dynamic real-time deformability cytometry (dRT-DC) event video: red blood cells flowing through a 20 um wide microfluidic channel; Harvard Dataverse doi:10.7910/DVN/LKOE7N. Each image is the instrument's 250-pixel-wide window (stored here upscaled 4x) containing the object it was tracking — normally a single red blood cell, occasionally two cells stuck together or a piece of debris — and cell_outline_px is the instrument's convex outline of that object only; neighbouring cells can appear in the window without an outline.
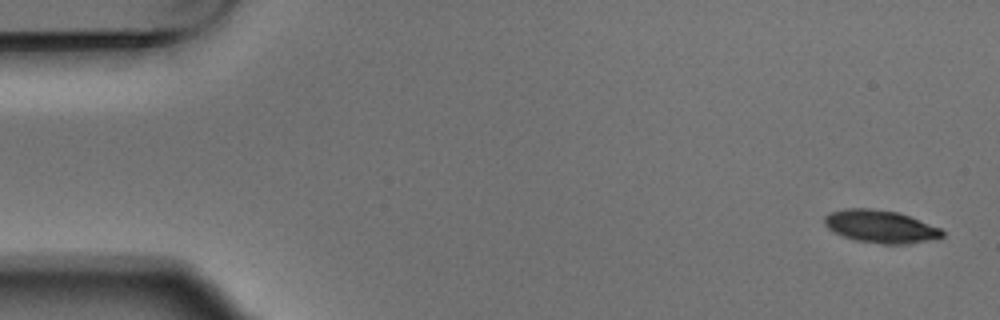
{"species": "Egyptian fruit bat (a non-hibernating species)", "species_latin": "Rousettus aegyptiacus", "temperature_condition": "warm", "stored_images_in_passage": 5, "camera_frame_rate_fps": 3000, "um_per_image_px": 0.085, "animal": {"sex": "male"}, "frame": {"image": 1, "passage_image": 1, "time_ms": 0.0, "image_size_px": [1000, 320], "cell_outline_px": [[944, 236], [940, 240], [904, 244], [880, 244], [856, 240], [844, 236], [828, 228], [824, 224], [824, 216], [828, 212], [844, 208], [872, 208], [896, 212], [908, 216], [940, 228], [944, 232]], "centroid_in_image_um": [74.87, 19.26], "position_along_channel_um": 10.1, "area_um2": 22.6}}
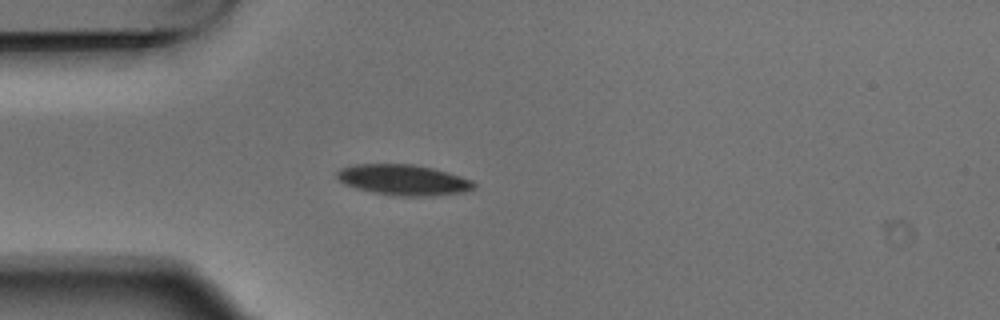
{"frame": {"image": 2, "passage_image": 4, "time_ms": 1.0, "image_size_px": [1000, 320], "cell_outline_px": [[476, 188], [464, 192], [432, 196], [392, 196], [372, 192], [356, 188], [344, 184], [336, 176], [336, 172], [340, 168], [356, 164], [412, 164], [432, 168], [448, 172], [472, 180], [476, 184]], "centroid_in_image_um": [34.3, 15.3], "position_along_channel_um": 50.7, "area_um2": 24.62}}